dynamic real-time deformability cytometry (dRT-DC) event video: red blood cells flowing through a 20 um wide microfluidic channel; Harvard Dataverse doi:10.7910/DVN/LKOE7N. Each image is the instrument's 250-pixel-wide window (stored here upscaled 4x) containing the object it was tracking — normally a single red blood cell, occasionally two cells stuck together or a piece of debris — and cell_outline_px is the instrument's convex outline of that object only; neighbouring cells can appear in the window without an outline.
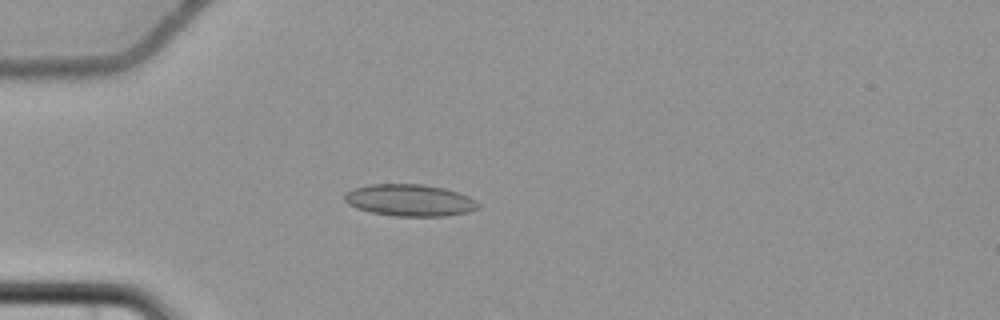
{"species": "common noctule bat (a hibernating species)", "species_latin": "Nyctalus noctula", "temperature_condition": "cold", "stored_images_in_passage": 4, "camera_frame_rate_fps": 3000, "um_per_image_px": 0.085, "animal": {"sex": "female", "body_mass_g": 22.7, "forearm_length_mm": 54.2}, "frame": {"image": 1, "passage_image": 4, "time_ms": 3.667, "image_size_px": [1000, 320], "cell_outline_px": [[480, 208], [468, 212], [444, 216], [396, 216], [372, 212], [356, 208], [348, 204], [344, 200], [344, 192], [352, 188], [372, 184], [424, 184], [444, 188], [468, 196], [476, 200], [480, 204]], "centroid_in_image_um": [34.82, 17.01], "position_along_channel_um": 50.2, "area_um2": 24.91}}